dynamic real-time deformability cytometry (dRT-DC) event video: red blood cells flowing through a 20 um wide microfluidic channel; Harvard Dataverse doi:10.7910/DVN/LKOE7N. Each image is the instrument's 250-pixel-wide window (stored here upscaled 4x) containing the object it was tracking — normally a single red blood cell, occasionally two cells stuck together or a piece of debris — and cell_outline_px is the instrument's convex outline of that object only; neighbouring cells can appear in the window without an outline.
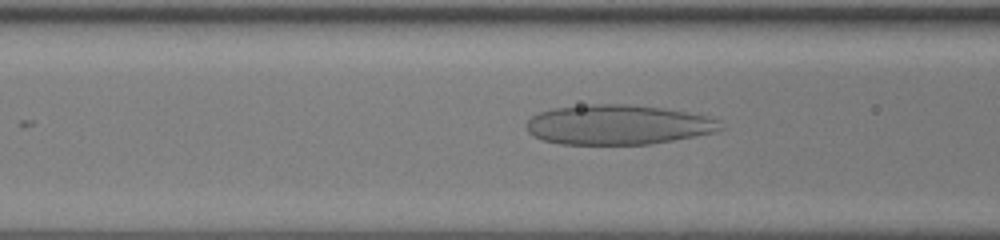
{"species": "human", "species_latin": "Homo sapiens", "temperature_condition": "room temperature", "stored_images_in_passage": 52, "camera_frame_rate_fps": 3000, "um_per_image_px": 0.085, "donor": {"sex": "female"}, "frame": {"image": 1, "passage_image": 22, "time_ms": 7.0, "image_size_px": [1000, 240], "cell_outline_px": [[724, 128], [712, 132], [672, 140], [648, 144], [560, 144], [540, 140], [532, 136], [528, 132], [524, 124], [532, 116], [540, 112], [552, 108], [592, 104], [628, 104], [664, 108], [688, 112], [708, 116], [720, 120]], "centroid_in_image_um": [52.48, 10.6], "position_along_channel_um": 114.1, "area_um2": 45.14}}
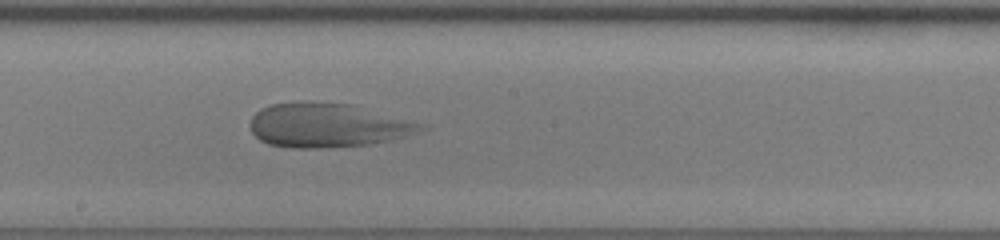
{"frame": {"image": 2, "passage_image": 30, "time_ms": 9.667, "image_size_px": [1000, 240], "cell_outline_px": [[432, 128], [392, 140], [372, 144], [316, 148], [292, 148], [268, 144], [260, 140], [252, 132], [248, 124], [252, 116], [260, 108], [272, 104], [304, 100], [356, 104], [432, 124]], "centroid_in_image_um": [27.97, 10.62], "position_along_channel_um": 220.2, "area_um2": 45.43}}
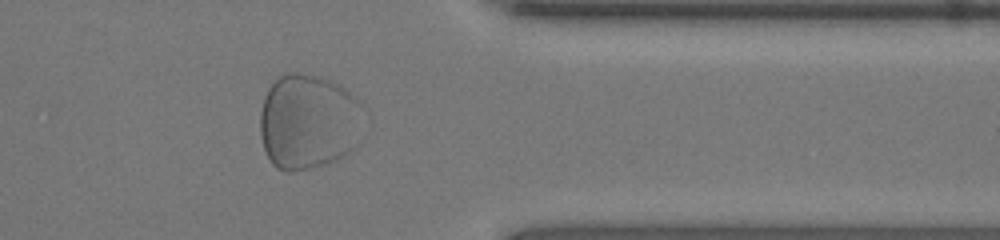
{"frame": {"image": 3, "passage_image": 43, "time_ms": 14.0, "image_size_px": [1000, 240], "cell_outline_px": [[364, 108], [356, 144], [348, 152], [336, 160], [328, 164], [292, 172], [284, 172], [276, 168], [272, 164], [264, 148], [260, 136], [260, 112], [264, 96], [268, 88], [280, 76], [288, 72], [296, 72], [316, 76], [332, 80], [344, 88], [360, 100], [364, 104]], "centroid_in_image_um": [26.2, 10.34], "position_along_channel_um": 385.2, "area_um2": 58.09}}